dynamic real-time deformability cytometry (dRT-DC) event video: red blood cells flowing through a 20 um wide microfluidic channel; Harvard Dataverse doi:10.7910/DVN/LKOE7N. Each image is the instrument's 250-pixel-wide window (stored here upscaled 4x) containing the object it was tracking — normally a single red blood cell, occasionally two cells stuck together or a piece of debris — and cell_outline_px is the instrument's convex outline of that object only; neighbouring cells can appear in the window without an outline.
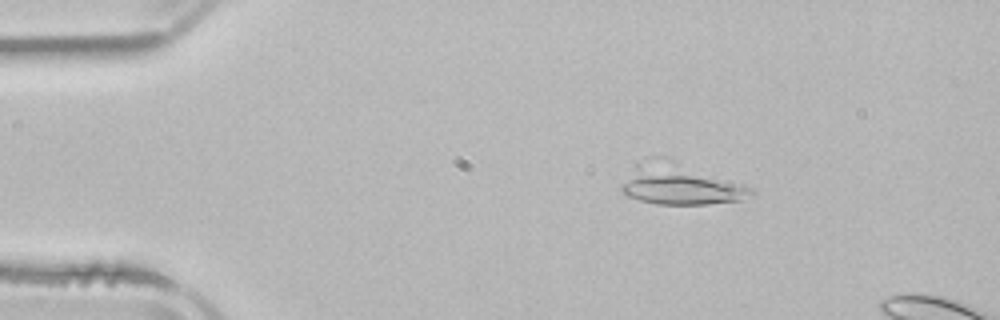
{"species": "common noctule bat (a hibernating species)", "species_latin": "Nyctalus noctula", "temperature_condition": "room temperature", "stored_images_in_passage": 3, "camera_frame_rate_fps": 3000, "um_per_image_px": 0.085, "animal": {"sex": "male", "body_mass_g": 21.5, "forearm_length_mm": 52.0}, "frame": {"image": 1, "passage_image": 1, "time_ms": 0.0, "image_size_px": [1000, 320], "cell_outline_px": [[756, 196], [740, 200], [708, 204], [656, 204], [640, 200], [628, 196], [620, 192], [620, 188], [636, 160], [644, 156], [664, 156], [752, 188], [756, 192]], "centroid_in_image_um": [57.75, 15.63], "position_along_channel_um": 27.2, "area_um2": 31.33}}